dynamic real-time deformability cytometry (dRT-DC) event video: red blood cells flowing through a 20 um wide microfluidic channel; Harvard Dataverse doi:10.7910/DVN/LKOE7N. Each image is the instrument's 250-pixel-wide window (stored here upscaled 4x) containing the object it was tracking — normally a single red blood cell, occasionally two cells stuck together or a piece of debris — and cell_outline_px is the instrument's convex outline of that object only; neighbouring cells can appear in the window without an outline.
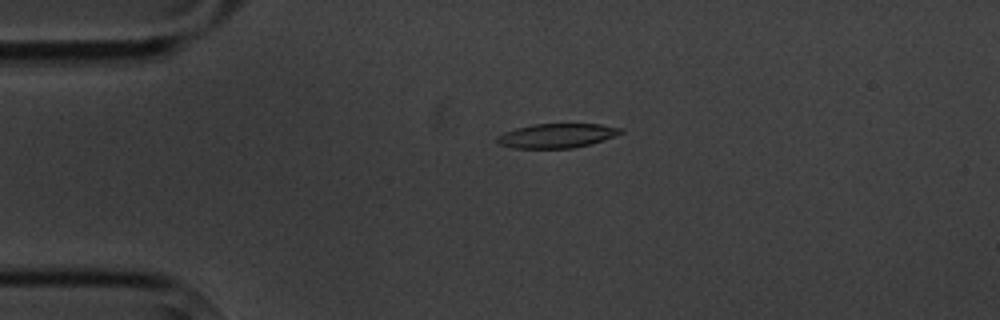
{"species": "common noctule bat (a hibernating species)", "species_latin": "Nyctalus noctula", "temperature_condition": "cold", "stored_images_in_passage": 5, "camera_frame_rate_fps": 3000, "um_per_image_px": 0.085, "animal": {"sex": "male", "body_mass_g": 20.1, "forearm_length_mm": 53.5}, "frame": {"image": 1, "passage_image": 4, "time_ms": 3.333, "image_size_px": [1000, 320], "cell_outline_px": [[624, 132], [604, 140], [572, 148], [512, 148], [500, 144], [496, 140], [496, 136], [504, 132], [516, 128], [532, 124], [600, 124], [624, 128]], "centroid_in_image_um": [47.33, 11.52], "position_along_channel_um": 37.7, "area_um2": 17.51}}